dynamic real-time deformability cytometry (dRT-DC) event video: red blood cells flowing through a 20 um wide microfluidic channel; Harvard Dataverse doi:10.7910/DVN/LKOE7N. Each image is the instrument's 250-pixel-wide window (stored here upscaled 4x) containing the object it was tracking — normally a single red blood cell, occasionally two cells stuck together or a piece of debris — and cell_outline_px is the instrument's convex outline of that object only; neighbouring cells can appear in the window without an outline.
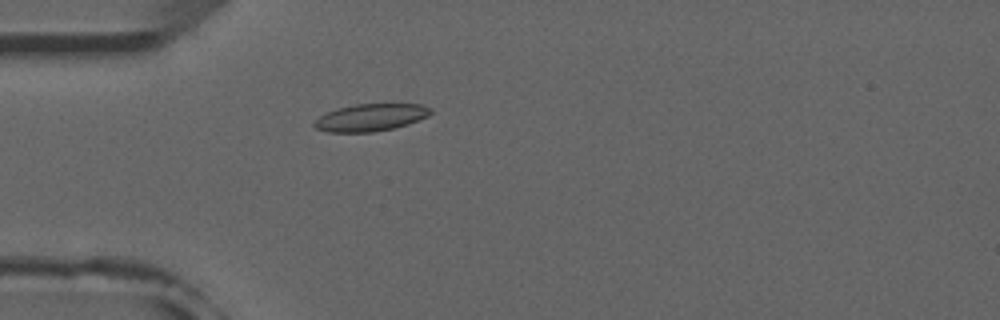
{"species": "common noctule bat (a hibernating species)", "species_latin": "Nyctalus noctula", "temperature_condition": "room temperature", "stored_images_in_passage": 53, "camera_frame_rate_fps": 3000, "um_per_image_px": 0.085, "animal": {"sex": "male", "forearm_length_mm": 52.5}, "frame": {"image": 1, "passage_image": 16, "time_ms": 5.0, "image_size_px": [1000, 320], "cell_outline_px": [[432, 112], [428, 116], [420, 120], [396, 128], [372, 132], [328, 132], [316, 128], [312, 124], [312, 120], [328, 112], [340, 108], [356, 104], [420, 104], [432, 108]], "centroid_in_image_um": [31.52, 9.99], "position_along_channel_um": 53.5, "area_um2": 18.55}}
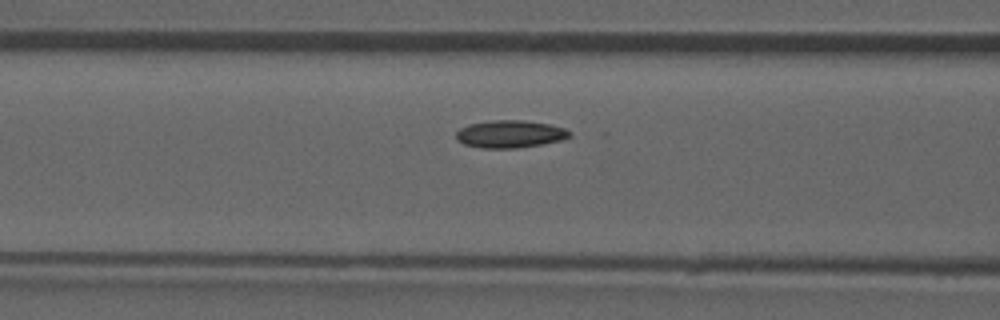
{"frame": {"image": 2, "passage_image": 22, "time_ms": 7.0, "image_size_px": [1000, 320], "cell_outline_px": [[572, 136], [564, 140], [516, 148], [484, 148], [464, 144], [456, 140], [456, 132], [460, 128], [468, 124], [492, 120], [520, 120], [548, 124], [564, 128], [572, 132]], "centroid_in_image_um": [43.36, 11.39], "position_along_channel_um": 123.2, "area_um2": 18.21}}
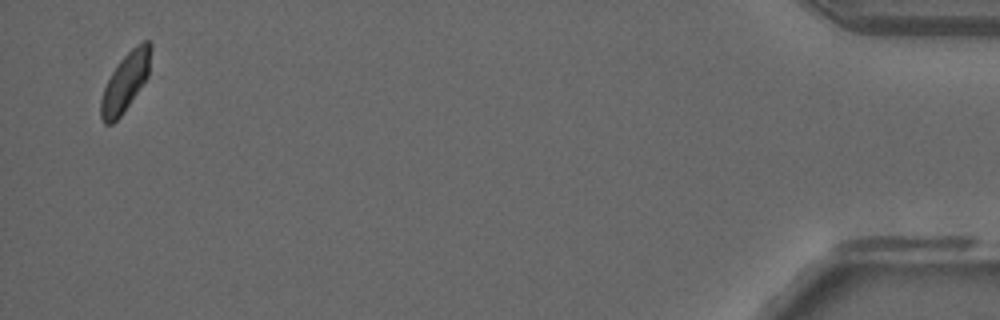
{"frame": {"image": 3, "passage_image": 52, "time_ms": 17.0, "image_size_px": [1000, 320], "cell_outline_px": [[152, 48], [148, 76], [120, 116], [112, 124], [104, 124], [100, 116], [100, 100], [104, 88], [112, 72], [120, 60], [136, 44], [144, 40], [148, 40], [152, 44]], "centroid_in_image_um": [10.66, 6.94], "position_along_channel_um": 424.5, "area_um2": 16.82}, "authors_computed_cell_mechanics": {"area_um2": 17.7446, "velocity_mm_per_s": 3.894, "shape_relaxation_time_tau1_ms": 4.345, "shape_relaxation_time_tau2_ms": 3.6517, "deformation_change_tau1": 0.1064, "deformation_change_tau2": 0.0661}}